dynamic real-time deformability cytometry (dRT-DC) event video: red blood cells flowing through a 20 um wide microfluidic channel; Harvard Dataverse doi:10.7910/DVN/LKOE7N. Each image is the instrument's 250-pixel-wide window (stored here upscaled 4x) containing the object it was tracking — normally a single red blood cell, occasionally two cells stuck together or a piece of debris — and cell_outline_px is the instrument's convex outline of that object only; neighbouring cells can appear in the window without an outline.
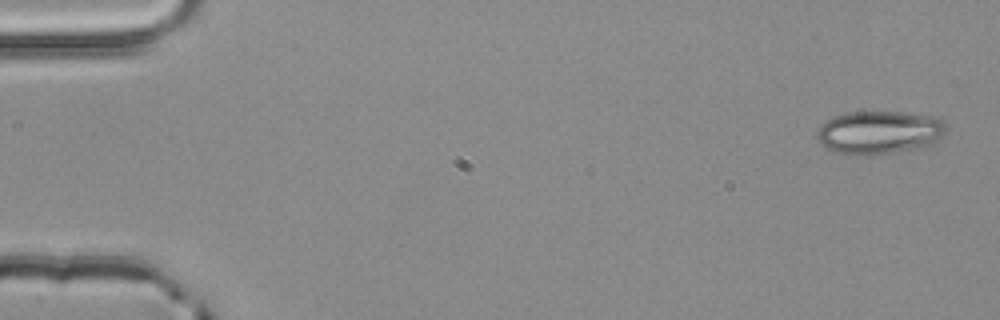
{"species": "common noctule bat (a hibernating species)", "species_latin": "Nyctalus noctula", "temperature_condition": "room temperature", "stored_images_in_passage": 4, "camera_frame_rate_fps": 3000, "um_per_image_px": 0.085, "animal": {"sex": "male", "body_mass_g": 20.4}, "frame": {"image": 1, "passage_image": 1, "time_ms": 0.0, "image_size_px": [1000, 320], "cell_outline_px": [[948, 128], [940, 136], [924, 148], [868, 156], [856, 156], [836, 152], [824, 148], [820, 144], [816, 136], [816, 132], [824, 120], [832, 116], [848, 112], [900, 112], [928, 116], [944, 120]], "centroid_in_image_um": [74.67, 11.27], "position_along_channel_um": 10.3, "area_um2": 32.95}}